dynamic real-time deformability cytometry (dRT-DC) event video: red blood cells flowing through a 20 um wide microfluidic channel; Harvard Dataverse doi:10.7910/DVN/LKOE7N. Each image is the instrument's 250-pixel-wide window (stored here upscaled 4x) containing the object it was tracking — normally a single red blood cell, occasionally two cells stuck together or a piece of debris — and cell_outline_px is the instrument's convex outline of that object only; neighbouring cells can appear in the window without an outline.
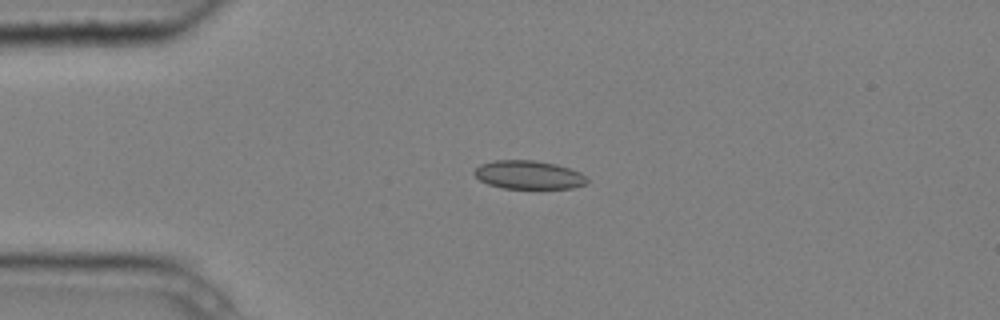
{"species": "common noctule bat (a hibernating species)", "species_latin": "Nyctalus noctula", "temperature_condition": "cold", "stored_images_in_passage": 4, "camera_frame_rate_fps": 3000, "um_per_image_px": 0.085, "animal": {"sex": "male", "body_mass_g": 20.4}, "frame": {"image": 1, "passage_image": 3, "time_ms": 0.667, "image_size_px": [1000, 320], "cell_outline_px": [[588, 184], [572, 188], [504, 188], [488, 184], [480, 180], [472, 172], [480, 164], [492, 160], [536, 160], [556, 164], [580, 172], [588, 180]], "centroid_in_image_um": [44.92, 14.85], "position_along_channel_um": 40.1, "area_um2": 18.73}}